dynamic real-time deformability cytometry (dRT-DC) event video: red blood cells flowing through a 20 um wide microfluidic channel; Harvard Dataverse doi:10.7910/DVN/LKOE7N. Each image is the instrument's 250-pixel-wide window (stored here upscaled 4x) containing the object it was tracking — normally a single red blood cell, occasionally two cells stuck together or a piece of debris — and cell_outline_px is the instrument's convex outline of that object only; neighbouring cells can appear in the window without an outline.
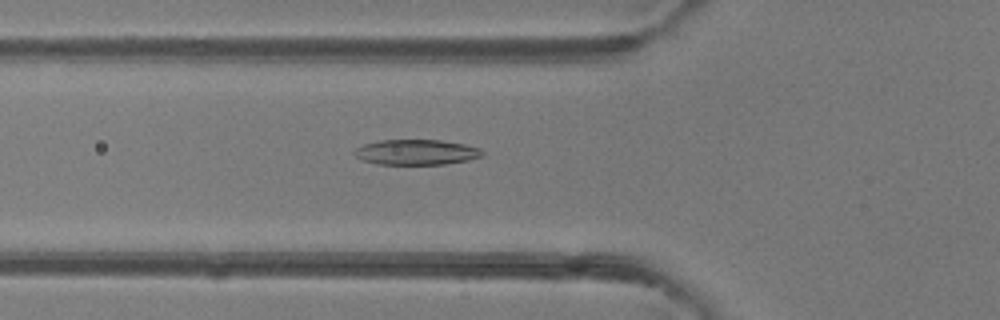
{"species": "common noctule bat (a hibernating species)", "species_latin": "Nyctalus noctula", "temperature_condition": "room temperature", "stored_images_in_passage": 49, "camera_frame_rate_fps": 3000, "um_per_image_px": 0.085, "animal": {"sex": "female"}, "frame": {"image": 1, "passage_image": 18, "time_ms": 5.667, "image_size_px": [1000, 320], "cell_outline_px": [[484, 156], [468, 160], [444, 164], [376, 164], [360, 160], [352, 152], [356, 148], [364, 144], [380, 140], [440, 140], [464, 144], [480, 148], [484, 152]], "centroid_in_image_um": [35.38, 12.94], "position_along_channel_um": 90.4, "area_um2": 18.96}}
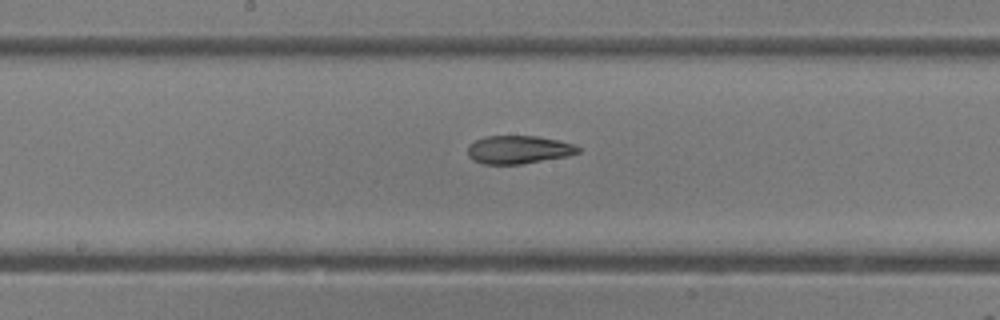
{"frame": {"image": 2, "passage_image": 26, "time_ms": 8.333, "image_size_px": [1000, 320], "cell_outline_px": [[580, 152], [568, 156], [520, 164], [484, 164], [472, 160], [468, 156], [468, 144], [484, 136], [536, 136], [556, 140], [572, 144], [580, 148]], "centroid_in_image_um": [44.03, 12.72], "position_along_channel_um": 204.2, "area_um2": 18.03}}
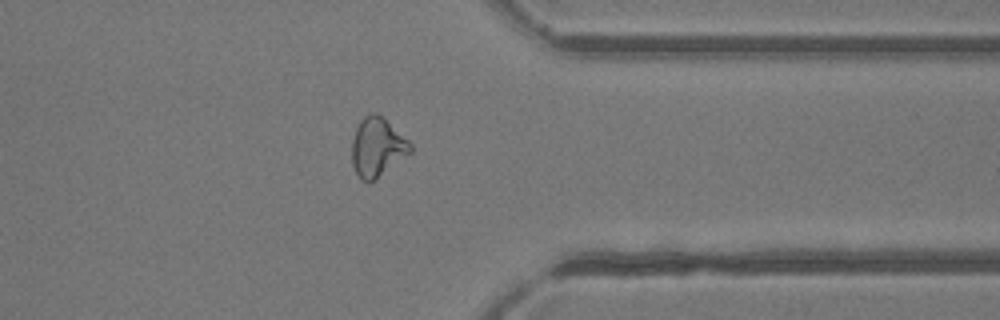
{"frame": {"image": 3, "passage_image": 39, "time_ms": 12.667, "image_size_px": [1000, 320], "cell_outline_px": [[412, 152], [372, 180], [360, 180], [352, 164], [352, 140], [356, 128], [360, 120], [364, 116], [372, 112], [376, 112], [384, 116], [412, 144]], "centroid_in_image_um": [32.07, 12.45], "position_along_channel_um": 379.3, "area_um2": 19.94}, "authors_computed_cell_mechanics": {"area_um2": 20.23, "velocity_mm_per_s": 4.2375, "shape_relaxation_time_tau1_ms": 8.2598, "shape_relaxation_time_tau2_ms": 2.396, "deformation_change_tau1": 0.2472, "deformation_change_tau2": 0.1055}}